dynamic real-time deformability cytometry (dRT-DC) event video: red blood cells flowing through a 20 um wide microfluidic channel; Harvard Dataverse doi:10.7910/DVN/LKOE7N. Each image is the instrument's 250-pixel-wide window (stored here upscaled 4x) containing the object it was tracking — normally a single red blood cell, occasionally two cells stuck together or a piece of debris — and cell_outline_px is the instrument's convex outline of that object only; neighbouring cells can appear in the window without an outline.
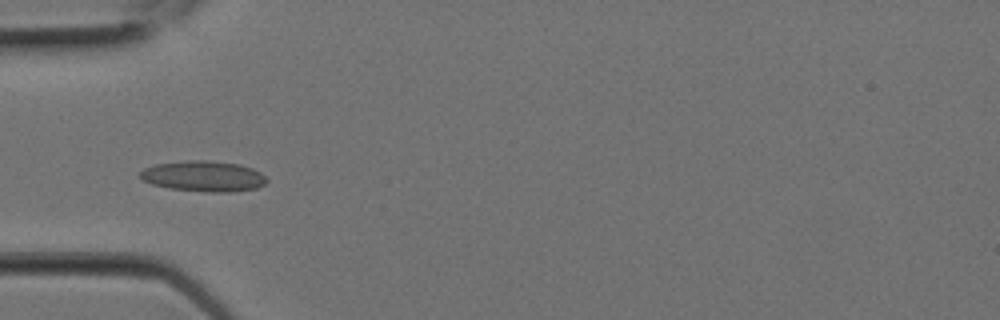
{"species": "Egyptian fruit bat (a non-hibernating species)", "species_latin": "Rousettus aegyptiacus", "temperature_condition": "room temperature", "stored_images_in_passage": 1, "camera_frame_rate_fps": 3000, "um_per_image_px": 0.085, "animal": {"sex": "female"}, "frame": {"image": 1, "passage_image": 1, "time_ms": 0.0, "image_size_px": [1000, 320], "cell_outline_px": [[268, 180], [264, 184], [256, 188], [232, 192], [212, 192], [168, 188], [152, 184], [144, 180], [140, 176], [140, 172], [144, 168], [156, 164], [184, 160], [208, 160], [240, 164], [252, 168], [260, 172]], "centroid_in_image_um": [17.31, 14.97], "position_along_channel_um": 67.7, "area_um2": 22.6}}